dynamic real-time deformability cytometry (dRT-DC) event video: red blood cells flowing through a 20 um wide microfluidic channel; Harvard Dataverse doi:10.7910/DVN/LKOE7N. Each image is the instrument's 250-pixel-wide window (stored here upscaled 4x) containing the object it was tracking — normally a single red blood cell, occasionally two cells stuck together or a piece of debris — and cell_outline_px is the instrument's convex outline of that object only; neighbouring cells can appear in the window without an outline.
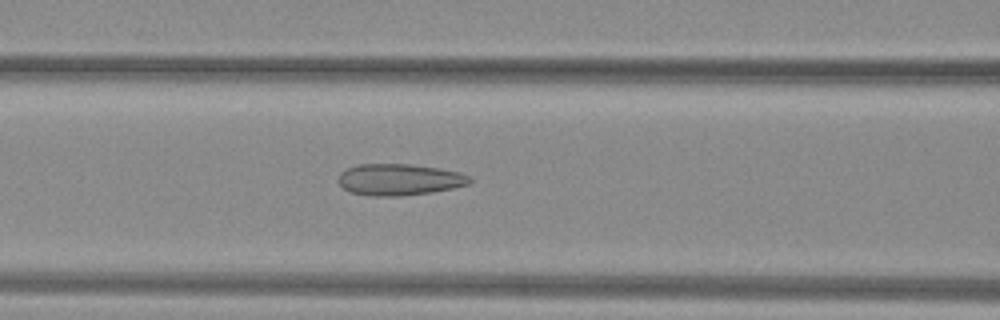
{"species": "common noctule bat (a hibernating species)", "species_latin": "Nyctalus noctula", "temperature_condition": "warm", "stored_images_in_passage": 36, "camera_frame_rate_fps": 3000, "um_per_image_px": 0.085, "animal": {"sex": "female", "body_mass_g": 29.2, "forearm_length_mm": 56.3}, "frame": {"image": 1, "passage_image": 10, "time_ms": 3.0, "image_size_px": [1000, 320], "cell_outline_px": [[472, 180], [468, 184], [452, 188], [432, 192], [404, 196], [372, 196], [348, 192], [336, 180], [340, 172], [356, 164], [408, 164], [436, 168], [460, 172], [472, 176]], "centroid_in_image_um": [33.91, 15.27], "position_along_channel_um": 132.7, "area_um2": 24.28}}
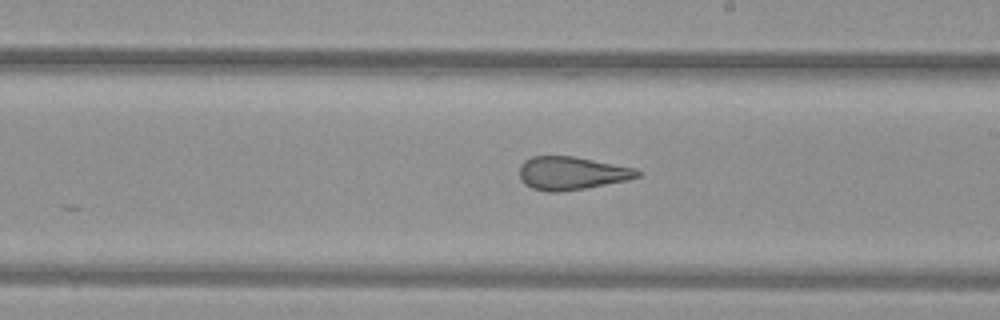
{"frame": {"image": 2, "passage_image": 18, "time_ms": 5.667, "image_size_px": [1000, 320], "cell_outline_px": [[640, 176], [628, 180], [584, 188], [560, 192], [544, 192], [532, 188], [524, 184], [520, 180], [520, 164], [524, 160], [532, 156], [576, 156], [636, 168], [640, 172]], "centroid_in_image_um": [48.57, 14.72], "position_along_channel_um": 240.4, "area_um2": 23.0}}
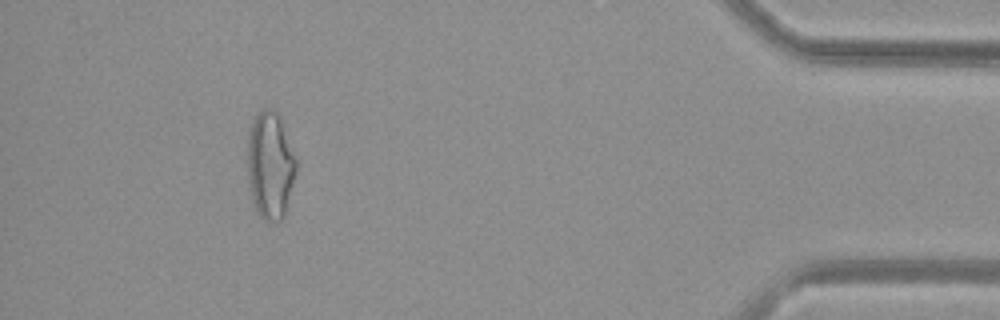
{"frame": {"image": 3, "passage_image": 35, "time_ms": 11.333, "image_size_px": [1000, 320], "cell_outline_px": [[296, 172], [284, 216], [276, 224], [268, 224], [260, 216], [252, 204], [248, 180], [248, 128], [256, 112], [264, 108], [272, 108], [280, 116], [296, 160]], "centroid_in_image_um": [22.94, 14.07], "position_along_channel_um": 412.3, "area_um2": 30.92}}